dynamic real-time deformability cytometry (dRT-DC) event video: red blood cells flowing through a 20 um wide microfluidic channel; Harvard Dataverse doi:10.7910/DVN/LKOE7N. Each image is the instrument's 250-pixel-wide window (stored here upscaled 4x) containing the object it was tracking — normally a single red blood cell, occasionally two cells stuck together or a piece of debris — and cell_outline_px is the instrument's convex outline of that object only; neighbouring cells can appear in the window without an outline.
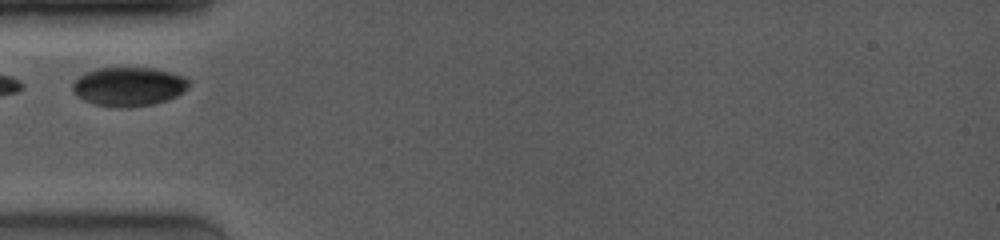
{"species": "common noctule bat (a hibernating species)", "species_latin": "Nyctalus noctula", "temperature_condition": "room temperature", "stored_images_in_passage": 11, "camera_frame_rate_fps": 4000, "um_per_image_px": 0.085, "animal": {"sex": "female", "body_mass_g": 19.0, "forearm_length_mm": 53.3}, "frame": {"image": 1, "passage_image": 1, "time_ms": 0.0, "image_size_px": [1000, 240], "cell_outline_px": [[188, 88], [176, 96], [152, 104], [128, 108], [116, 108], [92, 104], [76, 96], [72, 92], [72, 84], [84, 72], [96, 68], [156, 68], [184, 76], [188, 80]], "centroid_in_image_um": [10.89, 7.36], "position_along_channel_um": 74.1, "area_um2": 26.59}}